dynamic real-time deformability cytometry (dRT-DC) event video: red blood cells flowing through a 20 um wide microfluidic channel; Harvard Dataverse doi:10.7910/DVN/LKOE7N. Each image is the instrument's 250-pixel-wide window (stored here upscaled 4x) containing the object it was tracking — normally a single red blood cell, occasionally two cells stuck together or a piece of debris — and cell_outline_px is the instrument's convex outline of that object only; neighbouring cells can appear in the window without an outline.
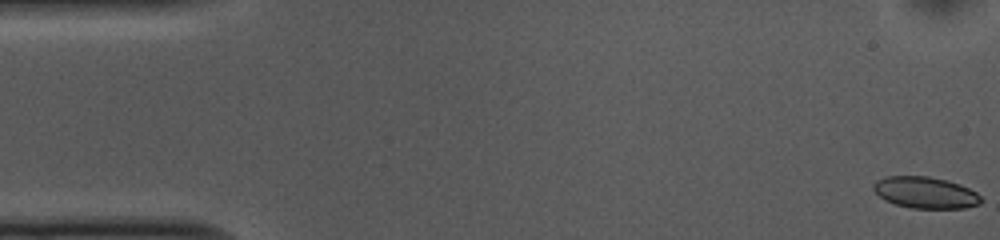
{"species": "common noctule bat (a hibernating species)", "species_latin": "Nyctalus noctula", "temperature_condition": "cold", "stored_images_in_passage": 53, "camera_frame_rate_fps": 3000, "um_per_image_px": 0.085, "animal": {"sex": "female", "body_mass_g": 10.0, "forearm_length_mm": 53.1}, "frame": {"image": 1, "passage_image": 1, "time_ms": 0.0, "image_size_px": [1000, 240], "cell_outline_px": [[984, 200], [980, 204], [964, 208], [912, 208], [896, 204], [884, 200], [872, 188], [872, 184], [876, 180], [884, 176], [928, 176], [948, 180], [960, 184], [976, 192]], "centroid_in_image_um": [78.66, 16.36], "position_along_channel_um": 6.3, "area_um2": 19.88}}
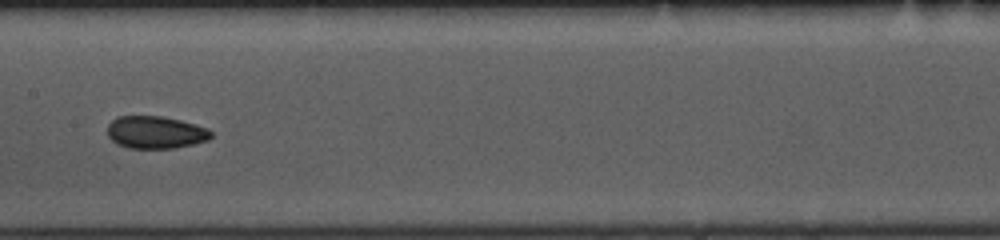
{"frame": {"image": 2, "passage_image": 26, "time_ms": 8.333, "image_size_px": [1000, 240], "cell_outline_px": [[212, 136], [208, 140], [192, 144], [172, 148], [128, 148], [116, 144], [108, 136], [108, 124], [116, 116], [160, 116], [180, 120], [196, 124], [208, 128], [212, 132]], "centroid_in_image_um": [13.21, 11.24], "position_along_channel_um": 194.2, "area_um2": 19.65}}
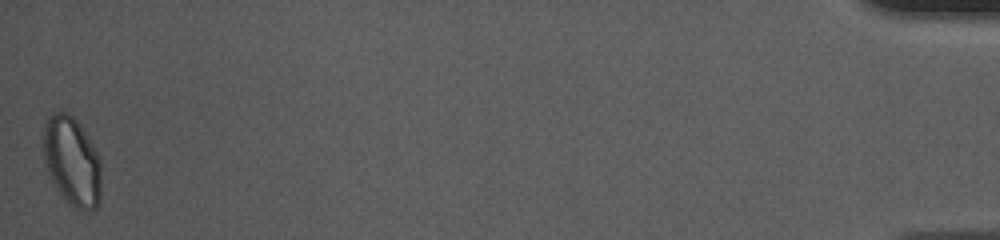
{"frame": {"image": 3, "passage_image": 53, "time_ms": 17.333, "image_size_px": [1000, 240], "cell_outline_px": [[100, 204], [96, 208], [88, 212], [84, 212], [68, 204], [60, 196], [48, 172], [44, 160], [44, 124], [48, 116], [56, 112], [68, 112], [76, 120], [84, 132], [96, 152], [100, 160]], "centroid_in_image_um": [6.12, 13.77], "position_along_channel_um": 429.1, "area_um2": 30.0}, "authors_computed_cell_mechanics": {"area_um2": 20.1144, "velocity_mm_per_s": 3.7173, "shape_relaxation_time_tau1_ms": null, "shape_relaxation_time_tau2_ms": 2.8361, "deformation_change_tau1": null, "deformation_change_tau2": 0.0744}}